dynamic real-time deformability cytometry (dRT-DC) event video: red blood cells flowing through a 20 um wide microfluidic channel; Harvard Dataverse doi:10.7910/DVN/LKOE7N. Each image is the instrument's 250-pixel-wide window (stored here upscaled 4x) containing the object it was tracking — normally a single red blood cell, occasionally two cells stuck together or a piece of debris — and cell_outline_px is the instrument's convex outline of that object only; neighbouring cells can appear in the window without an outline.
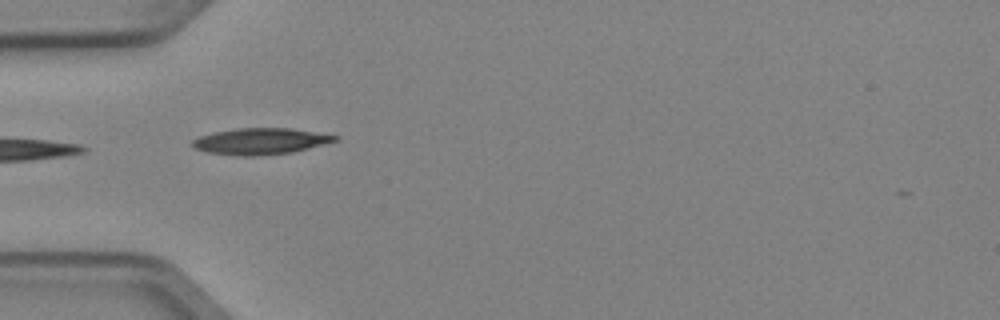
{"species": "Egyptian fruit bat (a non-hibernating species)", "species_latin": "Rousettus aegyptiacus", "temperature_condition": "cold", "stored_images_in_passage": 4, "camera_frame_rate_fps": 3000, "um_per_image_px": 0.085, "animal": {"sex": "female"}, "frame": {"image": 1, "passage_image": 1, "time_ms": 0.0, "image_size_px": [1000, 320], "cell_outline_px": [[340, 140], [292, 152], [256, 156], [244, 156], [208, 152], [196, 148], [192, 144], [192, 140], [200, 136], [212, 132], [236, 128], [292, 128], [340, 136]], "centroid_in_image_um": [22.18, 11.99], "position_along_channel_um": 62.8, "area_um2": 21.79}}
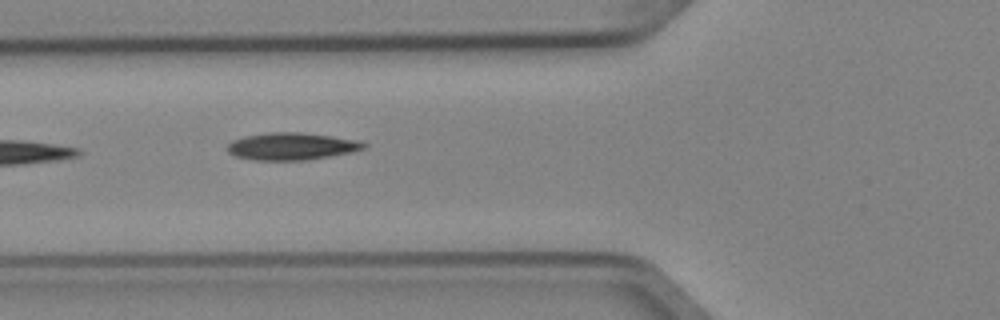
{"frame": {"image": 2, "passage_image": 2, "time_ms": 0.333, "image_size_px": [1000, 320], "cell_outline_px": [[368, 144], [364, 148], [352, 152], [308, 160], [252, 160], [236, 156], [228, 152], [228, 144], [232, 140], [244, 136], [268, 132], [300, 132], [332, 136], [356, 140]], "centroid_in_image_um": [24.77, 12.43], "position_along_channel_um": 101.0, "area_um2": 21.68}}
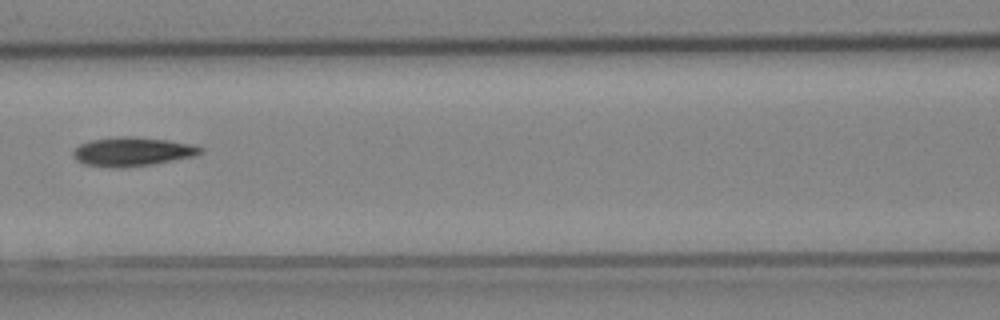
{"frame": {"image": 3, "passage_image": 3, "time_ms": 0.667, "image_size_px": [1000, 320], "cell_outline_px": [[204, 148], [200, 152], [192, 156], [152, 164], [116, 168], [112, 168], [84, 164], [76, 160], [72, 156], [72, 152], [80, 144], [92, 140], [120, 136], [132, 136], [168, 140], [188, 144]], "centroid_in_image_um": [11.18, 12.89], "position_along_channel_um": 155.4, "area_um2": 21.15}}